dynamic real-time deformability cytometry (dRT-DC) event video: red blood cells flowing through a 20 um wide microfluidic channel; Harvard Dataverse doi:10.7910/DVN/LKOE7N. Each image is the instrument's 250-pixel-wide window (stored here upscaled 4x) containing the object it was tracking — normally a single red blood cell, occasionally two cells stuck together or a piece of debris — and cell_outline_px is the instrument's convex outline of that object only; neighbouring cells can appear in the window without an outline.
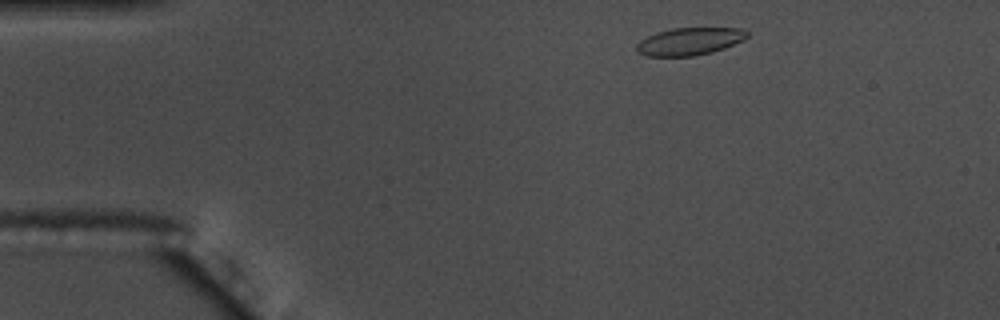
{"species": "common noctule bat (a hibernating species)", "species_latin": "Nyctalus noctula", "temperature_condition": "warm", "stored_images_in_passage": 48, "camera_frame_rate_fps": 3000, "um_per_image_px": 0.085, "animal": {"sex": "male", "body_mass_g": 17.5, "forearm_length_mm": 52.3}, "frame": {"image": 1, "passage_image": 1, "time_ms": 0.0, "image_size_px": [1000, 320], "cell_outline_px": [[748, 36], [744, 40], [724, 48], [712, 52], [696, 56], [644, 56], [636, 52], [636, 44], [640, 40], [656, 32], [672, 28], [744, 28], [748, 32]], "centroid_in_image_um": [58.6, 3.52], "position_along_channel_um": 26.4, "area_um2": 17.92}}
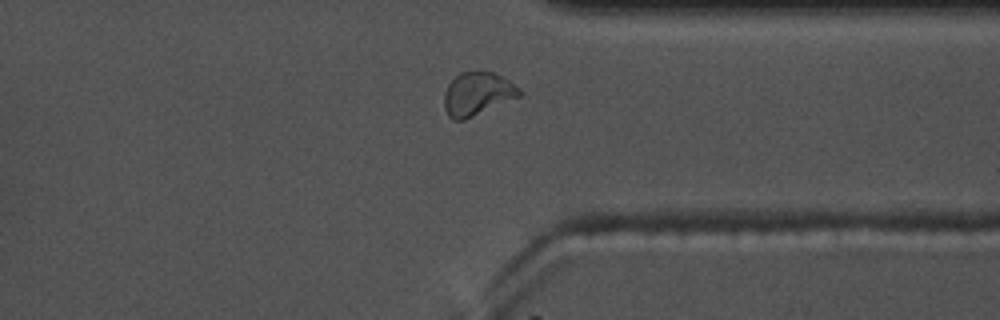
{"frame": {"image": 2, "passage_image": 35, "time_ms": 11.333, "image_size_px": [1000, 320], "cell_outline_px": [[524, 92], [520, 96], [464, 120], [452, 120], [448, 116], [444, 108], [444, 92], [448, 84], [460, 72], [480, 68], [492, 72], [508, 80], [520, 88]], "centroid_in_image_um": [40.56, 7.94], "position_along_channel_um": 370.8, "area_um2": 19.31}}
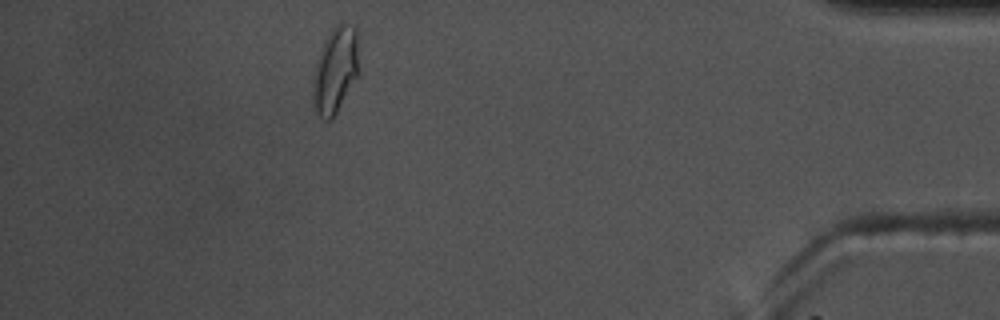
{"frame": {"image": 3, "passage_image": 42, "time_ms": 13.667, "image_size_px": [1000, 320], "cell_outline_px": [[356, 76], [336, 112], [328, 120], [324, 120], [312, 108], [312, 76], [316, 60], [324, 40], [332, 28], [340, 20], [344, 20], [356, 28]], "centroid_in_image_um": [28.42, 5.92], "position_along_channel_um": 406.8, "area_um2": 22.77}, "authors_computed_cell_mechanics": {"area_um2": 18.4093, "velocity_mm_per_s": 3.6382, "shape_relaxation_time_tau1_ms": null, "shape_relaxation_time_tau2_ms": 1.253, "deformation_change_tau1": null, "deformation_change_tau2": 0.0573}}